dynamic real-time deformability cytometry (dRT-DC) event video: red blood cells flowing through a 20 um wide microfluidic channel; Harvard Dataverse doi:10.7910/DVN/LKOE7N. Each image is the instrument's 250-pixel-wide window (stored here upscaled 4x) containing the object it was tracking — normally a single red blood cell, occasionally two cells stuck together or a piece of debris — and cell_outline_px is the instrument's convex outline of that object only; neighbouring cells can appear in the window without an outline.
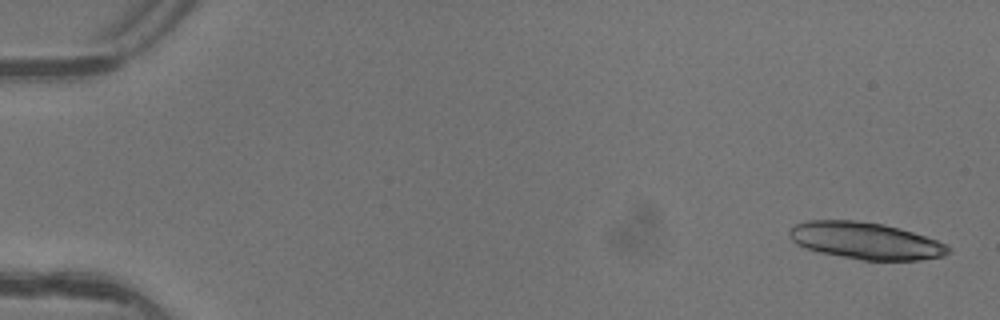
{"species": "common noctule bat (a hibernating species)", "species_latin": "Nyctalus noctula", "temperature_condition": "warm", "stored_images_in_passage": 5, "camera_frame_rate_fps": 3000, "um_per_image_px": 0.085, "animal": {"sex": "female"}, "frame": {"image": 1, "passage_image": 1, "time_ms": 0.0, "image_size_px": [1000, 320], "cell_outline_px": [[952, 252], [944, 256], [920, 260], [860, 260], [820, 252], [804, 248], [796, 244], [788, 236], [788, 232], [796, 224], [808, 220], [856, 220], [884, 224], [900, 228], [948, 244], [952, 248]], "centroid_in_image_um": [73.59, 20.47], "position_along_channel_um": 11.4, "area_um2": 34.39}}